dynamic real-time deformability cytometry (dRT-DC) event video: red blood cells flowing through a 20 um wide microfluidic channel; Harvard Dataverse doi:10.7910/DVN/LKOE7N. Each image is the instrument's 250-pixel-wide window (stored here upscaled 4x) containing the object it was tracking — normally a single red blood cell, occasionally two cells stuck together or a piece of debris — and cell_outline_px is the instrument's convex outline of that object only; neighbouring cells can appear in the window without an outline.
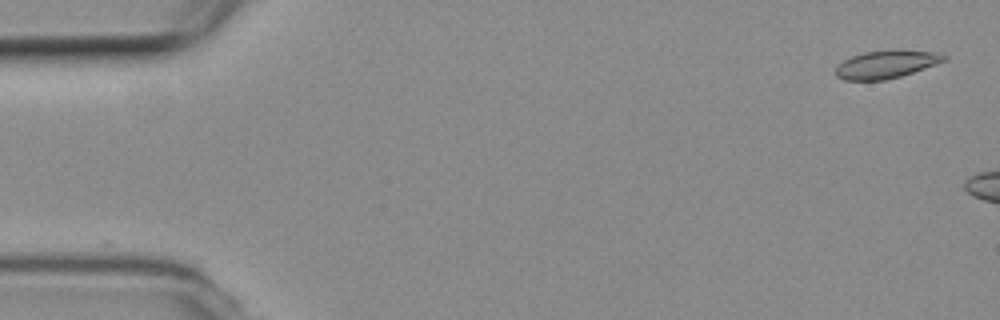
{"species": "common noctule bat (a hibernating species)", "species_latin": "Nyctalus noctula", "temperature_condition": "room temperature", "stored_images_in_passage": 5, "camera_frame_rate_fps": 3000, "um_per_image_px": 0.085, "animal": {"sex": "female", "body_mass_g": 19.3, "forearm_length_mm": 54.1}, "frame": {"image": 1, "passage_image": 1, "time_ms": 0.0, "image_size_px": [1000, 320], "cell_outline_px": [[948, 56], [944, 60], [936, 64], [900, 76], [884, 80], [844, 80], [836, 76], [836, 68], [844, 60], [852, 56], [864, 52], [932, 52]], "centroid_in_image_um": [75.26, 5.51], "position_along_channel_um": 9.7, "area_um2": 16.59}}